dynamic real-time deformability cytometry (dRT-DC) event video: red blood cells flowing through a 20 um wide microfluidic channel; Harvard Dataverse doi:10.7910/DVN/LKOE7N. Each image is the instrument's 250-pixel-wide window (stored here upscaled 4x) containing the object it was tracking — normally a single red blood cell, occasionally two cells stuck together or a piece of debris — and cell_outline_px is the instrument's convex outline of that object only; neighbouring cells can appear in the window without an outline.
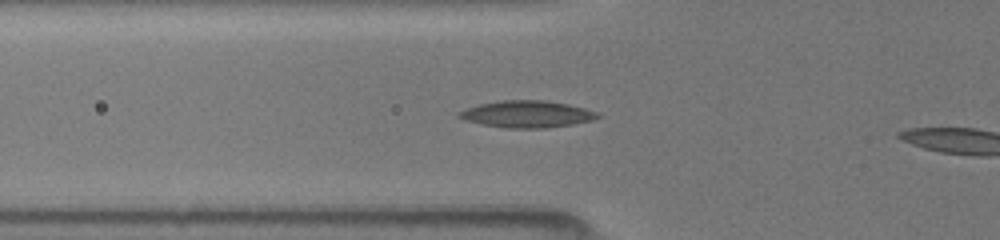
{"species": "common noctule bat (a hibernating species)", "species_latin": "Nyctalus noctula", "temperature_condition": "room temperature", "stored_images_in_passage": 8, "camera_frame_rate_fps": 3000, "um_per_image_px": 0.085, "animal": {"sex": "female", "body_mass_g": 19.5, "forearm_length_mm": 54.1}, "frame": {"image": 1, "passage_image": 3, "time_ms": 0.333, "image_size_px": [1000, 240], "cell_outline_px": [[600, 116], [592, 120], [572, 124], [544, 128], [504, 128], [464, 120], [456, 116], [456, 112], [480, 104], [500, 100], [544, 100], [568, 104], [584, 108], [596, 112]], "centroid_in_image_um": [44.75, 9.7], "position_along_channel_um": 81.0, "area_um2": 21.56}}
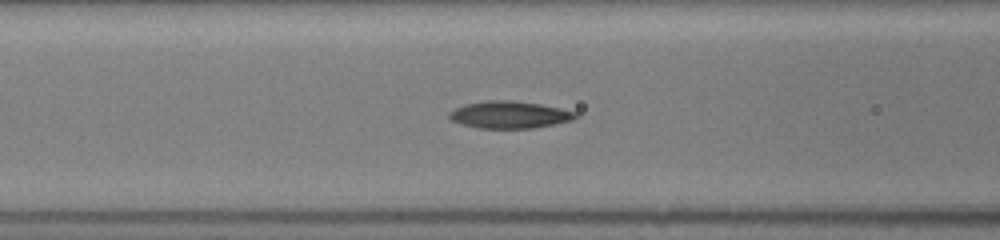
{"frame": {"image": 2, "passage_image": 7, "time_ms": 1.333, "image_size_px": [1000, 240], "cell_outline_px": [[580, 116], [572, 120], [556, 124], [532, 128], [476, 128], [460, 124], [448, 120], [448, 112], [452, 108], [464, 104], [488, 100], [512, 100], [540, 104], [580, 112]], "centroid_in_image_um": [43.28, 9.75], "position_along_channel_um": 123.3, "area_um2": 20.46}}